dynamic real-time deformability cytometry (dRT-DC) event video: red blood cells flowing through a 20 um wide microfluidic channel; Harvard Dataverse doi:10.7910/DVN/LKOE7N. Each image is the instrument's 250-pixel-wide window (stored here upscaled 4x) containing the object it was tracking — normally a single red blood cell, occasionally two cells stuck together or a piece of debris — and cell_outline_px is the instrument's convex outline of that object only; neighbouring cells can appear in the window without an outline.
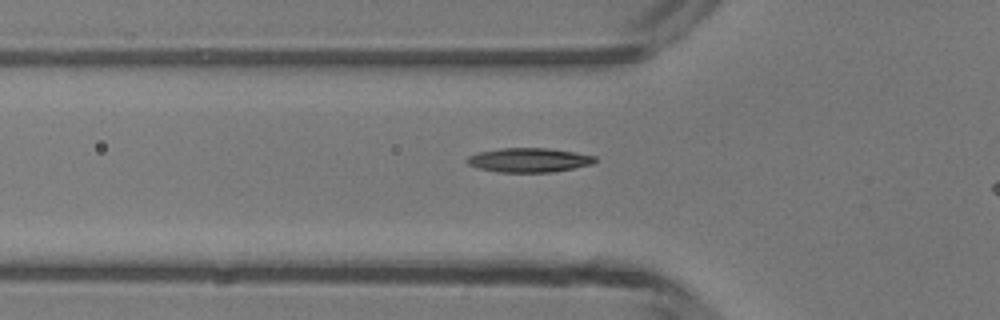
{"species": "common noctule bat (a hibernating species)", "species_latin": "Nyctalus noctula", "temperature_condition": "room temperature", "stored_images_in_passage": 3, "camera_frame_rate_fps": 3000, "um_per_image_px": 0.085, "animal": {"sex": "male", "body_mass_g": 13.3}, "frame": {"image": 1, "passage_image": 3, "time_ms": 2.667, "image_size_px": [1000, 320], "cell_outline_px": [[596, 160], [592, 164], [552, 172], [496, 172], [480, 168], [468, 164], [464, 160], [468, 156], [480, 152], [500, 148], [548, 148], [596, 156]], "centroid_in_image_um": [44.93, 13.6], "position_along_channel_um": 80.9, "area_um2": 17.92}}